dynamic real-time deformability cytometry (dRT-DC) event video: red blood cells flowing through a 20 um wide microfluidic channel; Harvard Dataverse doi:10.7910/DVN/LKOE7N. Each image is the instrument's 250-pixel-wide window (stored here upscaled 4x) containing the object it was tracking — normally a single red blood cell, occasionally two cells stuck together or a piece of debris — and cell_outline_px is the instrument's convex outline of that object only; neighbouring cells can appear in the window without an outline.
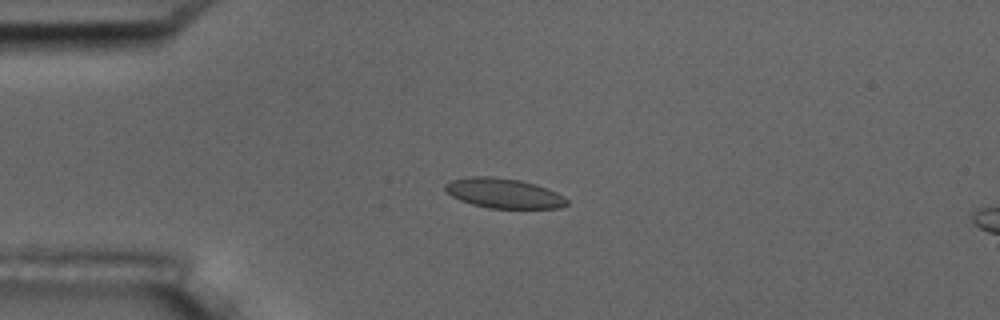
{"species": "common noctule bat (a hibernating species)", "species_latin": "Nyctalus noctula", "temperature_condition": "room temperature", "stored_images_in_passage": 5, "camera_frame_rate_fps": 3000, "um_per_image_px": 0.085, "animal": {"sex": "male", "body_mass_g": 17.5, "forearm_length_mm": 52.3}, "frame": {"image": 1, "passage_image": 4, "time_ms": 3.667, "image_size_px": [1000, 320], "cell_outline_px": [[568, 204], [560, 208], [488, 208], [472, 204], [460, 200], [452, 196], [444, 188], [444, 184], [452, 180], [468, 176], [492, 176], [520, 180], [536, 184], [556, 192], [564, 196], [568, 200]], "centroid_in_image_um": [42.82, 16.42], "position_along_channel_um": 42.2, "area_um2": 21.21}}